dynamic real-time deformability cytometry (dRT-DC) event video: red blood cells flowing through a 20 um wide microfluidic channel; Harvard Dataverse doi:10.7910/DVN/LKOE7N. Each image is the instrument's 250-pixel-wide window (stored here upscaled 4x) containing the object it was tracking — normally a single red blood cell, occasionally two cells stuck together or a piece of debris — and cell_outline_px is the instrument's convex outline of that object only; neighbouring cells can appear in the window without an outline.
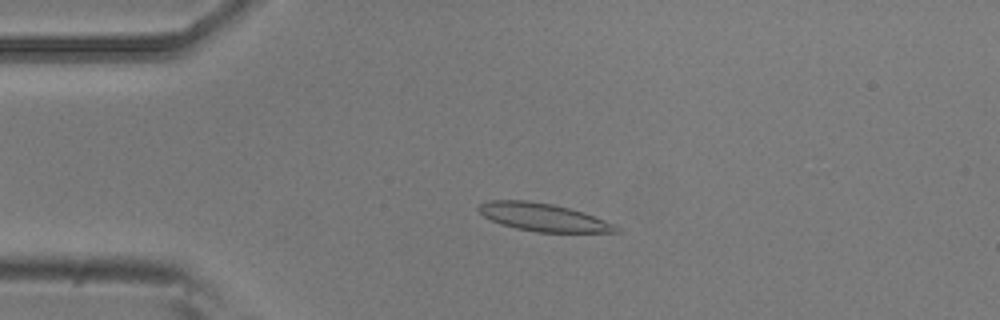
{"species": "common noctule bat (a hibernating species)", "species_latin": "Nyctalus noctula", "temperature_condition": "room temperature", "stored_images_in_passage": 5, "camera_frame_rate_fps": 3000, "um_per_image_px": 0.085, "animal": {"sex": "male", "body_mass_g": 20.5, "forearm_length_mm": 52.5}, "frame": {"image": 1, "passage_image": 3, "time_ms": 0.667, "image_size_px": [1000, 320], "cell_outline_px": [[620, 232], [536, 232], [516, 228], [500, 224], [484, 216], [476, 208], [480, 204], [492, 200], [528, 200], [552, 204], [584, 212], [616, 224], [620, 228]], "centroid_in_image_um": [46.2, 18.47], "position_along_channel_um": 38.8, "area_um2": 22.31}}
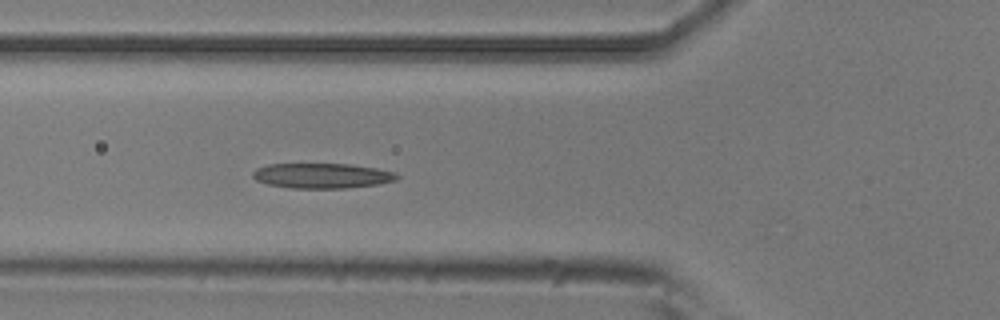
{"frame": {"image": 2, "passage_image": 5, "time_ms": 1.333, "image_size_px": [1000, 320], "cell_outline_px": [[400, 176], [396, 180], [380, 184], [348, 188], [292, 188], [268, 184], [256, 180], [252, 176], [252, 172], [256, 168], [268, 164], [348, 164], [376, 168], [396, 172]], "centroid_in_image_um": [27.39, 14.94], "position_along_channel_um": 98.4, "area_um2": 21.15}}